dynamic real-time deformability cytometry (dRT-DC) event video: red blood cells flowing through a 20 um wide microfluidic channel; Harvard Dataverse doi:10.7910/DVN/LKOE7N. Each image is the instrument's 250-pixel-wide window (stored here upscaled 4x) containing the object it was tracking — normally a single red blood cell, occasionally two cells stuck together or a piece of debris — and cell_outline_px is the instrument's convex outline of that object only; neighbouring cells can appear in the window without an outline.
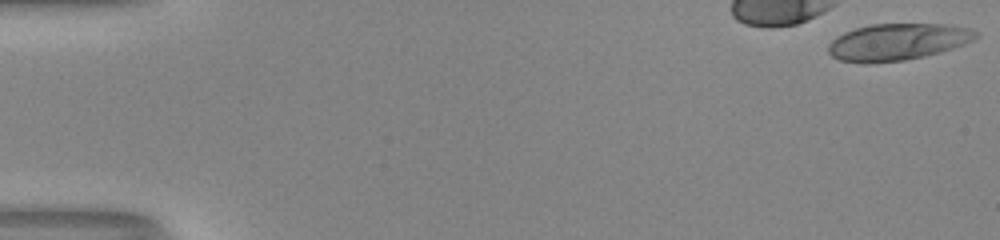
{"species": "human", "species_latin": "Homo sapiens", "temperature_condition": "room temperature", "stored_images_in_passage": 17, "camera_frame_rate_fps": 3000, "um_per_image_px": 0.085, "donor": {"sex": "male"}, "frame": {"image": 1, "passage_image": 1, "time_ms": 0.0, "image_size_px": [1000, 240], "cell_outline_px": [[980, 36], [964, 44], [940, 52], [924, 56], [904, 60], [840, 60], [832, 56], [828, 52], [828, 44], [836, 36], [844, 32], [856, 28], [872, 24], [944, 24], [972, 28], [980, 32]], "centroid_in_image_um": [76.37, 3.51], "position_along_channel_um": 8.6, "area_um2": 30.87}}
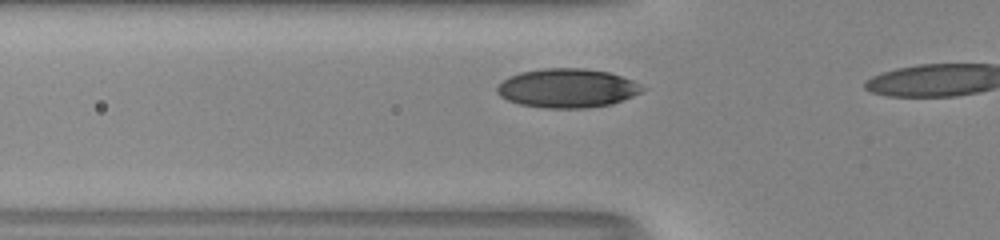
{"frame": {"image": 2, "passage_image": 15, "time_ms": 4.667, "image_size_px": [1000, 240], "cell_outline_px": [[648, 88], [632, 96], [612, 104], [588, 108], [548, 108], [520, 104], [508, 100], [500, 96], [496, 92], [496, 88], [508, 76], [520, 72], [544, 68], [584, 68], [608, 72], [632, 80]], "centroid_in_image_um": [48.22, 7.49], "position_along_channel_um": 77.6, "area_um2": 33.0}}